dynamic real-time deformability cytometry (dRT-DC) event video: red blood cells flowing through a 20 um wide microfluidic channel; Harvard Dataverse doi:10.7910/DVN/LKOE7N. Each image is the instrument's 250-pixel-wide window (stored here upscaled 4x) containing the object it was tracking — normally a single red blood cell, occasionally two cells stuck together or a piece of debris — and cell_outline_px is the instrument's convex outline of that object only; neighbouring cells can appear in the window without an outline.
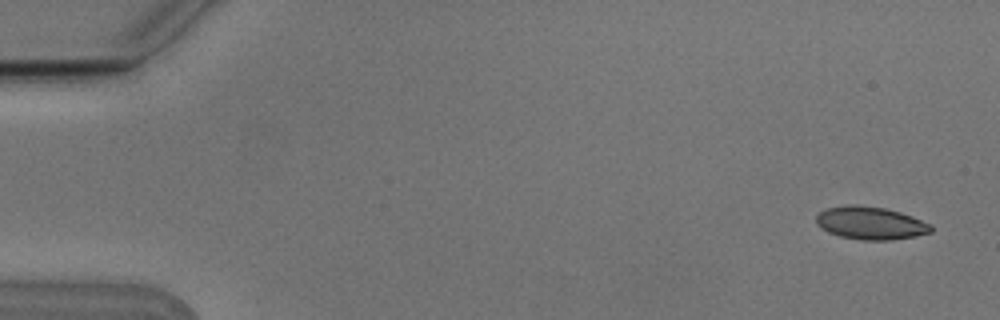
{"species": "Egyptian fruit bat (a non-hibernating species)", "species_latin": "Rousettus aegyptiacus", "temperature_condition": "cold", "stored_images_in_passage": 4, "camera_frame_rate_fps": 3000, "um_per_image_px": 0.085, "animal": {"sex": "male"}, "frame": {"image": 1, "passage_image": 1, "time_ms": 0.0, "image_size_px": [1000, 320], "cell_outline_px": [[932, 232], [916, 236], [888, 240], [860, 240], [840, 236], [828, 232], [820, 228], [816, 224], [816, 216], [820, 212], [828, 208], [848, 204], [856, 204], [884, 208], [900, 212], [912, 216], [932, 224]], "centroid_in_image_um": [73.99, 18.96], "position_along_channel_um": 11.0, "area_um2": 22.08}}